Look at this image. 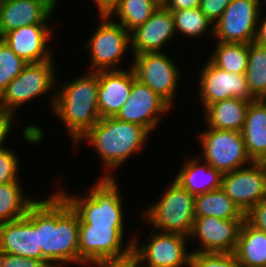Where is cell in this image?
Instances as JSON below:
<instances>
[{
    "instance_id": "6da1fadb",
    "label": "cell",
    "mask_w": 266,
    "mask_h": 267,
    "mask_svg": "<svg viewBox=\"0 0 266 267\" xmlns=\"http://www.w3.org/2000/svg\"><path fill=\"white\" fill-rule=\"evenodd\" d=\"M54 193L38 199V249L53 267L79 265V216L57 190Z\"/></svg>"
},
{
    "instance_id": "7a4b0ae2",
    "label": "cell",
    "mask_w": 266,
    "mask_h": 267,
    "mask_svg": "<svg viewBox=\"0 0 266 267\" xmlns=\"http://www.w3.org/2000/svg\"><path fill=\"white\" fill-rule=\"evenodd\" d=\"M152 133L145 127L113 117H102L75 145L82 141L90 144L104 166L100 178H117L113 174L130 160L131 156L141 153ZM144 146V147H143ZM106 169V170H105ZM114 171V172H113Z\"/></svg>"
},
{
    "instance_id": "3957f363",
    "label": "cell",
    "mask_w": 266,
    "mask_h": 267,
    "mask_svg": "<svg viewBox=\"0 0 266 267\" xmlns=\"http://www.w3.org/2000/svg\"><path fill=\"white\" fill-rule=\"evenodd\" d=\"M56 85L53 116L60 119L72 144H76L100 120L98 108V71ZM58 89V90H57Z\"/></svg>"
},
{
    "instance_id": "277c9868",
    "label": "cell",
    "mask_w": 266,
    "mask_h": 267,
    "mask_svg": "<svg viewBox=\"0 0 266 267\" xmlns=\"http://www.w3.org/2000/svg\"><path fill=\"white\" fill-rule=\"evenodd\" d=\"M118 184L117 178H98L81 196L70 194L63 186H56V190L77 212L79 225L124 226L123 197Z\"/></svg>"
},
{
    "instance_id": "5b68a950",
    "label": "cell",
    "mask_w": 266,
    "mask_h": 267,
    "mask_svg": "<svg viewBox=\"0 0 266 267\" xmlns=\"http://www.w3.org/2000/svg\"><path fill=\"white\" fill-rule=\"evenodd\" d=\"M160 199L147 206L141 217L152 229L189 237L195 219V196L173 179Z\"/></svg>"
},
{
    "instance_id": "8992f818",
    "label": "cell",
    "mask_w": 266,
    "mask_h": 267,
    "mask_svg": "<svg viewBox=\"0 0 266 267\" xmlns=\"http://www.w3.org/2000/svg\"><path fill=\"white\" fill-rule=\"evenodd\" d=\"M54 61L55 58L39 63H28L1 93L0 113L14 118L17 110H20L25 103L37 99V97L40 98L53 90L49 101L52 111L55 102V85L58 84L55 71L57 65L55 66Z\"/></svg>"
},
{
    "instance_id": "52a82bcc",
    "label": "cell",
    "mask_w": 266,
    "mask_h": 267,
    "mask_svg": "<svg viewBox=\"0 0 266 267\" xmlns=\"http://www.w3.org/2000/svg\"><path fill=\"white\" fill-rule=\"evenodd\" d=\"M125 226L79 225V265L125 263L132 260L134 236L124 244Z\"/></svg>"
},
{
    "instance_id": "ba28073f",
    "label": "cell",
    "mask_w": 266,
    "mask_h": 267,
    "mask_svg": "<svg viewBox=\"0 0 266 267\" xmlns=\"http://www.w3.org/2000/svg\"><path fill=\"white\" fill-rule=\"evenodd\" d=\"M189 242V237L153 229L142 243L134 236L132 261L136 267H190Z\"/></svg>"
},
{
    "instance_id": "9c48e42d",
    "label": "cell",
    "mask_w": 266,
    "mask_h": 267,
    "mask_svg": "<svg viewBox=\"0 0 266 267\" xmlns=\"http://www.w3.org/2000/svg\"><path fill=\"white\" fill-rule=\"evenodd\" d=\"M99 15L101 23L85 47L91 59L88 71L122 70L123 57L131 48L130 33L107 13Z\"/></svg>"
},
{
    "instance_id": "30bf717a",
    "label": "cell",
    "mask_w": 266,
    "mask_h": 267,
    "mask_svg": "<svg viewBox=\"0 0 266 267\" xmlns=\"http://www.w3.org/2000/svg\"><path fill=\"white\" fill-rule=\"evenodd\" d=\"M198 135L202 153L198 155L209 166L222 173L250 165L242 132L214 129L206 126Z\"/></svg>"
},
{
    "instance_id": "8fae6325",
    "label": "cell",
    "mask_w": 266,
    "mask_h": 267,
    "mask_svg": "<svg viewBox=\"0 0 266 267\" xmlns=\"http://www.w3.org/2000/svg\"><path fill=\"white\" fill-rule=\"evenodd\" d=\"M132 59L130 65L135 78L174 108L181 79L180 66L165 52H145L134 55Z\"/></svg>"
},
{
    "instance_id": "7c38bea8",
    "label": "cell",
    "mask_w": 266,
    "mask_h": 267,
    "mask_svg": "<svg viewBox=\"0 0 266 267\" xmlns=\"http://www.w3.org/2000/svg\"><path fill=\"white\" fill-rule=\"evenodd\" d=\"M262 0H232L214 24L218 42L250 44L254 42Z\"/></svg>"
},
{
    "instance_id": "4fadbf2b",
    "label": "cell",
    "mask_w": 266,
    "mask_h": 267,
    "mask_svg": "<svg viewBox=\"0 0 266 267\" xmlns=\"http://www.w3.org/2000/svg\"><path fill=\"white\" fill-rule=\"evenodd\" d=\"M198 75V93L204 111L209 105L230 98L253 101L245 74H235L214 65L209 59Z\"/></svg>"
},
{
    "instance_id": "5bb4252c",
    "label": "cell",
    "mask_w": 266,
    "mask_h": 267,
    "mask_svg": "<svg viewBox=\"0 0 266 267\" xmlns=\"http://www.w3.org/2000/svg\"><path fill=\"white\" fill-rule=\"evenodd\" d=\"M221 188L246 214L266 199V167L263 162L253 161L250 165L223 173Z\"/></svg>"
},
{
    "instance_id": "9a60e30c",
    "label": "cell",
    "mask_w": 266,
    "mask_h": 267,
    "mask_svg": "<svg viewBox=\"0 0 266 267\" xmlns=\"http://www.w3.org/2000/svg\"><path fill=\"white\" fill-rule=\"evenodd\" d=\"M0 251L45 261L53 267L38 249V200L24 217L0 223Z\"/></svg>"
},
{
    "instance_id": "2e32d148",
    "label": "cell",
    "mask_w": 266,
    "mask_h": 267,
    "mask_svg": "<svg viewBox=\"0 0 266 267\" xmlns=\"http://www.w3.org/2000/svg\"><path fill=\"white\" fill-rule=\"evenodd\" d=\"M245 219H219L214 216L195 217L189 241L197 239L201 247L191 252L234 253Z\"/></svg>"
},
{
    "instance_id": "e0dca14e",
    "label": "cell",
    "mask_w": 266,
    "mask_h": 267,
    "mask_svg": "<svg viewBox=\"0 0 266 267\" xmlns=\"http://www.w3.org/2000/svg\"><path fill=\"white\" fill-rule=\"evenodd\" d=\"M172 108L151 88L135 79L130 96L115 118L147 128L151 133Z\"/></svg>"
},
{
    "instance_id": "ac0fdd59",
    "label": "cell",
    "mask_w": 266,
    "mask_h": 267,
    "mask_svg": "<svg viewBox=\"0 0 266 267\" xmlns=\"http://www.w3.org/2000/svg\"><path fill=\"white\" fill-rule=\"evenodd\" d=\"M53 26L34 24L6 32L1 39L27 63H39L54 58L48 44L53 38Z\"/></svg>"
},
{
    "instance_id": "d6986e66",
    "label": "cell",
    "mask_w": 266,
    "mask_h": 267,
    "mask_svg": "<svg viewBox=\"0 0 266 267\" xmlns=\"http://www.w3.org/2000/svg\"><path fill=\"white\" fill-rule=\"evenodd\" d=\"M176 37L174 18L162 4L141 26L130 33L133 55L145 52H163L164 46Z\"/></svg>"
},
{
    "instance_id": "ffe728a7",
    "label": "cell",
    "mask_w": 266,
    "mask_h": 267,
    "mask_svg": "<svg viewBox=\"0 0 266 267\" xmlns=\"http://www.w3.org/2000/svg\"><path fill=\"white\" fill-rule=\"evenodd\" d=\"M128 70L98 71V108L100 117H113L130 96L132 83L136 79L129 64Z\"/></svg>"
},
{
    "instance_id": "44dd1931",
    "label": "cell",
    "mask_w": 266,
    "mask_h": 267,
    "mask_svg": "<svg viewBox=\"0 0 266 267\" xmlns=\"http://www.w3.org/2000/svg\"><path fill=\"white\" fill-rule=\"evenodd\" d=\"M54 14L36 0H0V38L10 30L49 24Z\"/></svg>"
},
{
    "instance_id": "7402d4cb",
    "label": "cell",
    "mask_w": 266,
    "mask_h": 267,
    "mask_svg": "<svg viewBox=\"0 0 266 267\" xmlns=\"http://www.w3.org/2000/svg\"><path fill=\"white\" fill-rule=\"evenodd\" d=\"M195 156L185 160L173 180L193 196L221 188L223 173Z\"/></svg>"
},
{
    "instance_id": "603a6c76",
    "label": "cell",
    "mask_w": 266,
    "mask_h": 267,
    "mask_svg": "<svg viewBox=\"0 0 266 267\" xmlns=\"http://www.w3.org/2000/svg\"><path fill=\"white\" fill-rule=\"evenodd\" d=\"M242 134L251 160L263 162L266 159V99L250 101Z\"/></svg>"
},
{
    "instance_id": "cb8c5ba5",
    "label": "cell",
    "mask_w": 266,
    "mask_h": 267,
    "mask_svg": "<svg viewBox=\"0 0 266 267\" xmlns=\"http://www.w3.org/2000/svg\"><path fill=\"white\" fill-rule=\"evenodd\" d=\"M250 101L230 98L209 105L203 112L207 127L242 132Z\"/></svg>"
},
{
    "instance_id": "d4e9b609",
    "label": "cell",
    "mask_w": 266,
    "mask_h": 267,
    "mask_svg": "<svg viewBox=\"0 0 266 267\" xmlns=\"http://www.w3.org/2000/svg\"><path fill=\"white\" fill-rule=\"evenodd\" d=\"M234 254L242 267H266V232L244 220Z\"/></svg>"
},
{
    "instance_id": "484cf974",
    "label": "cell",
    "mask_w": 266,
    "mask_h": 267,
    "mask_svg": "<svg viewBox=\"0 0 266 267\" xmlns=\"http://www.w3.org/2000/svg\"><path fill=\"white\" fill-rule=\"evenodd\" d=\"M160 5L157 0H117L107 14L131 33L143 25Z\"/></svg>"
},
{
    "instance_id": "4316f807",
    "label": "cell",
    "mask_w": 266,
    "mask_h": 267,
    "mask_svg": "<svg viewBox=\"0 0 266 267\" xmlns=\"http://www.w3.org/2000/svg\"><path fill=\"white\" fill-rule=\"evenodd\" d=\"M195 217L214 216L219 219H245V214L222 188L195 196Z\"/></svg>"
},
{
    "instance_id": "83f0119b",
    "label": "cell",
    "mask_w": 266,
    "mask_h": 267,
    "mask_svg": "<svg viewBox=\"0 0 266 267\" xmlns=\"http://www.w3.org/2000/svg\"><path fill=\"white\" fill-rule=\"evenodd\" d=\"M20 180L0 184V223L15 221L24 217L38 200L24 194Z\"/></svg>"
},
{
    "instance_id": "f1b7e54d",
    "label": "cell",
    "mask_w": 266,
    "mask_h": 267,
    "mask_svg": "<svg viewBox=\"0 0 266 267\" xmlns=\"http://www.w3.org/2000/svg\"><path fill=\"white\" fill-rule=\"evenodd\" d=\"M214 65L235 74H245L248 66V44L216 43L208 58Z\"/></svg>"
},
{
    "instance_id": "f546056e",
    "label": "cell",
    "mask_w": 266,
    "mask_h": 267,
    "mask_svg": "<svg viewBox=\"0 0 266 267\" xmlns=\"http://www.w3.org/2000/svg\"><path fill=\"white\" fill-rule=\"evenodd\" d=\"M174 18L176 35L181 33L189 38L214 36V24L206 17L200 8L170 10ZM211 26V27H210ZM206 34V35H205Z\"/></svg>"
},
{
    "instance_id": "4dcf8cb0",
    "label": "cell",
    "mask_w": 266,
    "mask_h": 267,
    "mask_svg": "<svg viewBox=\"0 0 266 267\" xmlns=\"http://www.w3.org/2000/svg\"><path fill=\"white\" fill-rule=\"evenodd\" d=\"M246 80L255 99H266V46L255 42L248 44Z\"/></svg>"
},
{
    "instance_id": "1f68e13d",
    "label": "cell",
    "mask_w": 266,
    "mask_h": 267,
    "mask_svg": "<svg viewBox=\"0 0 266 267\" xmlns=\"http://www.w3.org/2000/svg\"><path fill=\"white\" fill-rule=\"evenodd\" d=\"M27 64L0 38V95Z\"/></svg>"
},
{
    "instance_id": "d6a6232c",
    "label": "cell",
    "mask_w": 266,
    "mask_h": 267,
    "mask_svg": "<svg viewBox=\"0 0 266 267\" xmlns=\"http://www.w3.org/2000/svg\"><path fill=\"white\" fill-rule=\"evenodd\" d=\"M190 267H242L234 253L191 252Z\"/></svg>"
},
{
    "instance_id": "836d02e7",
    "label": "cell",
    "mask_w": 266,
    "mask_h": 267,
    "mask_svg": "<svg viewBox=\"0 0 266 267\" xmlns=\"http://www.w3.org/2000/svg\"><path fill=\"white\" fill-rule=\"evenodd\" d=\"M20 163L19 156L11 148L0 150V184L20 179Z\"/></svg>"
},
{
    "instance_id": "e575fe53",
    "label": "cell",
    "mask_w": 266,
    "mask_h": 267,
    "mask_svg": "<svg viewBox=\"0 0 266 267\" xmlns=\"http://www.w3.org/2000/svg\"><path fill=\"white\" fill-rule=\"evenodd\" d=\"M0 267H50L45 261L35 258L3 253L0 251Z\"/></svg>"
},
{
    "instance_id": "d590c367",
    "label": "cell",
    "mask_w": 266,
    "mask_h": 267,
    "mask_svg": "<svg viewBox=\"0 0 266 267\" xmlns=\"http://www.w3.org/2000/svg\"><path fill=\"white\" fill-rule=\"evenodd\" d=\"M232 0H201L200 10L215 24Z\"/></svg>"
},
{
    "instance_id": "8d00e7d4",
    "label": "cell",
    "mask_w": 266,
    "mask_h": 267,
    "mask_svg": "<svg viewBox=\"0 0 266 267\" xmlns=\"http://www.w3.org/2000/svg\"><path fill=\"white\" fill-rule=\"evenodd\" d=\"M245 220L251 226L266 232V199L254 205L245 214Z\"/></svg>"
},
{
    "instance_id": "74e56055",
    "label": "cell",
    "mask_w": 266,
    "mask_h": 267,
    "mask_svg": "<svg viewBox=\"0 0 266 267\" xmlns=\"http://www.w3.org/2000/svg\"><path fill=\"white\" fill-rule=\"evenodd\" d=\"M201 0H165L162 5L167 10L193 9L200 7Z\"/></svg>"
},
{
    "instance_id": "f35d334b",
    "label": "cell",
    "mask_w": 266,
    "mask_h": 267,
    "mask_svg": "<svg viewBox=\"0 0 266 267\" xmlns=\"http://www.w3.org/2000/svg\"><path fill=\"white\" fill-rule=\"evenodd\" d=\"M13 117L7 116L0 113V150L4 149L6 146L4 142L7 136L10 135L13 128Z\"/></svg>"
},
{
    "instance_id": "ab89813d",
    "label": "cell",
    "mask_w": 266,
    "mask_h": 267,
    "mask_svg": "<svg viewBox=\"0 0 266 267\" xmlns=\"http://www.w3.org/2000/svg\"><path fill=\"white\" fill-rule=\"evenodd\" d=\"M262 8L259 14L254 42L266 46V17H263ZM263 17V18H262Z\"/></svg>"
},
{
    "instance_id": "60d3db41",
    "label": "cell",
    "mask_w": 266,
    "mask_h": 267,
    "mask_svg": "<svg viewBox=\"0 0 266 267\" xmlns=\"http://www.w3.org/2000/svg\"><path fill=\"white\" fill-rule=\"evenodd\" d=\"M97 6L99 13H107L117 0H92Z\"/></svg>"
},
{
    "instance_id": "b9f144b4",
    "label": "cell",
    "mask_w": 266,
    "mask_h": 267,
    "mask_svg": "<svg viewBox=\"0 0 266 267\" xmlns=\"http://www.w3.org/2000/svg\"><path fill=\"white\" fill-rule=\"evenodd\" d=\"M86 267H133V261L131 260L125 263L90 264Z\"/></svg>"
},
{
    "instance_id": "7bdbcfd3",
    "label": "cell",
    "mask_w": 266,
    "mask_h": 267,
    "mask_svg": "<svg viewBox=\"0 0 266 267\" xmlns=\"http://www.w3.org/2000/svg\"><path fill=\"white\" fill-rule=\"evenodd\" d=\"M41 2L43 5H45L52 13H54L55 10H57L56 6H58L57 3H59L60 0H36ZM55 9V10H54Z\"/></svg>"
},
{
    "instance_id": "ee69618b",
    "label": "cell",
    "mask_w": 266,
    "mask_h": 267,
    "mask_svg": "<svg viewBox=\"0 0 266 267\" xmlns=\"http://www.w3.org/2000/svg\"><path fill=\"white\" fill-rule=\"evenodd\" d=\"M157 1H159L162 4L165 0H157Z\"/></svg>"
},
{
    "instance_id": "f6af8a7d",
    "label": "cell",
    "mask_w": 266,
    "mask_h": 267,
    "mask_svg": "<svg viewBox=\"0 0 266 267\" xmlns=\"http://www.w3.org/2000/svg\"><path fill=\"white\" fill-rule=\"evenodd\" d=\"M264 166L266 167V159L263 161Z\"/></svg>"
}]
</instances>
